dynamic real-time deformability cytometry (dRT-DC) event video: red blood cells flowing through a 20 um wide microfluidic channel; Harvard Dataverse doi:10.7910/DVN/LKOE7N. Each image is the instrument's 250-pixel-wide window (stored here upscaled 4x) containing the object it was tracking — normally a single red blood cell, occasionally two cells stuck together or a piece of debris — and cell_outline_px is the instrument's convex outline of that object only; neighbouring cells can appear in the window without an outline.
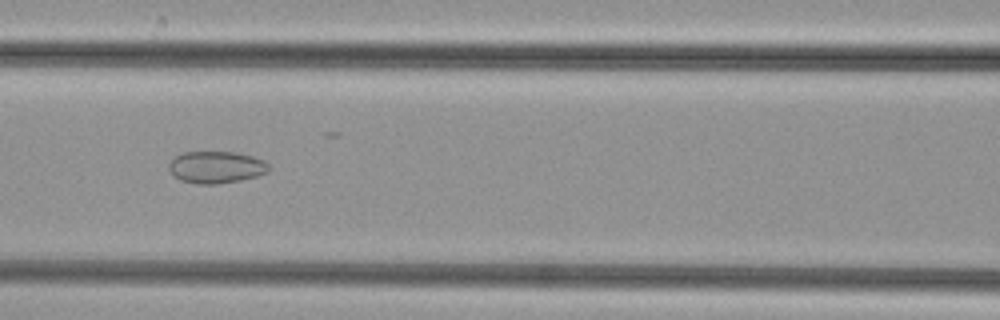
{"species": "common noctule bat (a hibernating species)", "species_latin": "Nyctalus noctula", "temperature_condition": "cold", "stored_images_in_passage": 50, "camera_frame_rate_fps": 3000, "um_per_image_px": 0.085, "animal": {"sex": "female", "body_mass_g": 29.2, "forearm_length_mm": 56.3}, "frame": {"image": 1, "passage_image": 22, "time_ms": 7.0, "image_size_px": [1000, 320], "cell_outline_px": [[268, 172], [256, 176], [240, 180], [216, 184], [196, 184], [180, 180], [172, 176], [168, 168], [168, 164], [176, 156], [184, 152], [236, 152], [252, 156], [264, 160], [268, 164]], "centroid_in_image_um": [18.34, 14.21], "position_along_channel_um": 148.3, "area_um2": 18.67}}
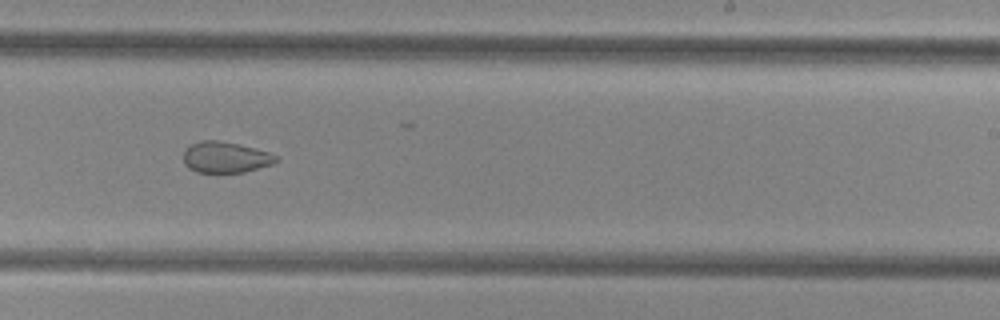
{"frame": {"image": 2, "passage_image": 31, "time_ms": 10.0, "image_size_px": [1000, 320], "cell_outline_px": [[280, 160], [272, 164], [244, 172], [196, 172], [188, 168], [184, 164], [184, 152], [192, 144], [200, 140], [216, 140], [256, 148], [280, 156]], "centroid_in_image_um": [19.2, 13.37], "position_along_channel_um": 269.8, "area_um2": 16.7}}
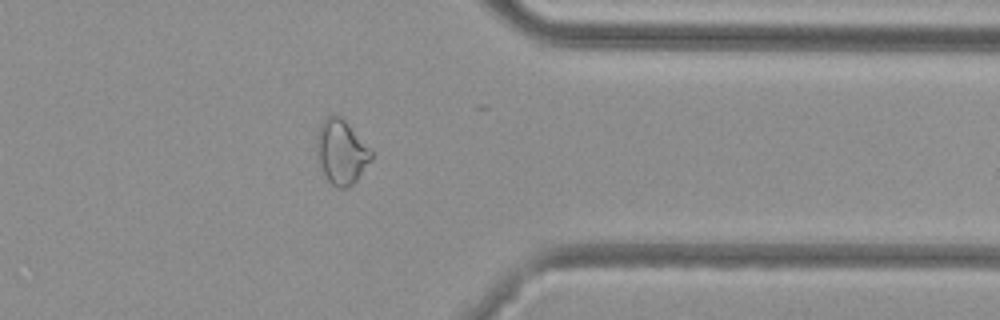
{"frame": {"image": 3, "passage_image": 40, "time_ms": 13.0, "image_size_px": [1000, 320], "cell_outline_px": [[372, 160], [356, 180], [352, 184], [344, 188], [336, 188], [328, 180], [316, 156], [316, 140], [320, 124], [328, 116], [340, 116], [372, 148]], "centroid_in_image_um": [29.03, 12.92], "position_along_channel_um": 382.4, "area_um2": 20.4}}